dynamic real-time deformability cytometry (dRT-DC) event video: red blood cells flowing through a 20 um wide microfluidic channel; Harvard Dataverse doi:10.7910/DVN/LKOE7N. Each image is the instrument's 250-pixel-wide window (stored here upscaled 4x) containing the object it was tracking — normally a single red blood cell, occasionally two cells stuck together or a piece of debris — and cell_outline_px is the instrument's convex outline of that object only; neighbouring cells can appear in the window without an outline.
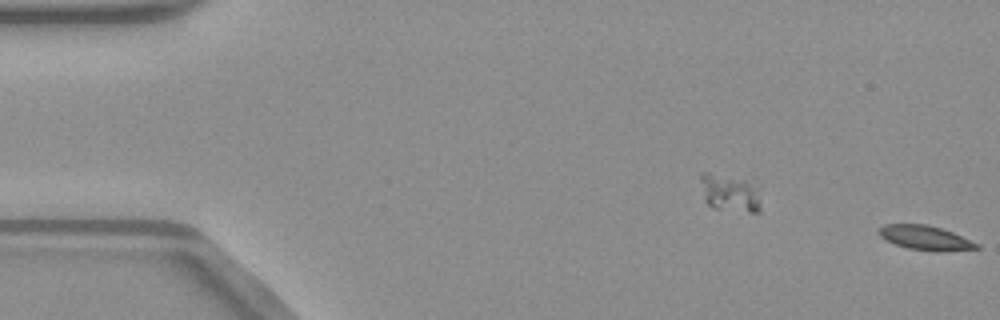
{"species": "common noctule bat (a hibernating species)", "species_latin": "Nyctalus noctula", "temperature_condition": "warm", "stored_images_in_passage": 47, "camera_frame_rate_fps": 3000, "um_per_image_px": 0.085, "animal": {"sex": "male", "body_mass_g": 23.1, "forearm_length_mm": 52.7}, "frame": {"image": 1, "passage_image": 1, "time_ms": 0.0, "image_size_px": [1000, 320], "cell_outline_px": [[980, 248], [936, 252], [908, 248], [896, 244], [880, 236], [880, 228], [884, 224], [924, 224], [940, 228], [952, 232], [980, 244]], "centroid_in_image_um": [78.69, 20.22], "position_along_channel_um": 6.3, "area_um2": 13.64}}
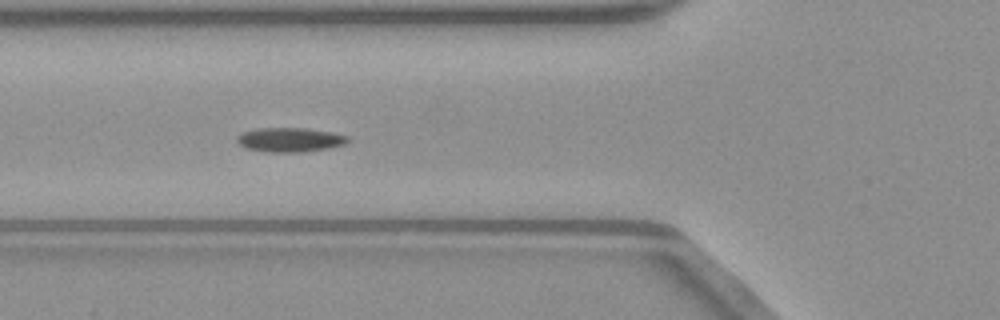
{"frame": {"image": 2, "passage_image": 20, "time_ms": 6.333, "image_size_px": [1000, 320], "cell_outline_px": [[348, 140], [344, 144], [328, 148], [304, 152], [268, 152], [244, 148], [236, 140], [236, 136], [244, 132], [256, 128], [304, 128], [332, 132], [348, 136]], "centroid_in_image_um": [24.61, 11.88], "position_along_channel_um": 101.2, "area_um2": 15.66}}
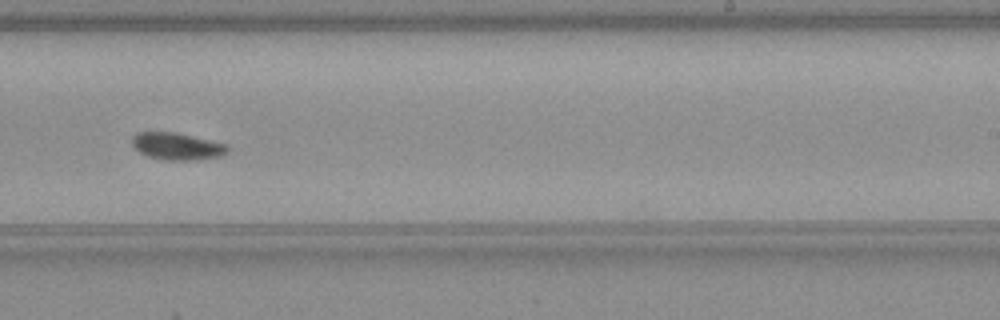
{"frame": {"image": 3, "passage_image": 33, "time_ms": 10.667, "image_size_px": [1000, 320], "cell_outline_px": [[228, 152], [220, 156], [200, 160], [164, 160], [148, 156], [140, 152], [132, 144], [132, 136], [136, 132], [176, 132], [228, 144]], "centroid_in_image_um": [15.07, 12.43], "position_along_channel_um": 273.9, "area_um2": 15.2}, "authors_computed_cell_mechanics": {"area_um2": 14.739, "velocity_mm_per_s": 3.9931, "shape_relaxation_time_tau1_ms": 7.3412, "shape_relaxation_time_tau2_ms": null, "deformation_change_tau1": 0.1378, "deformation_change_tau2": null}}